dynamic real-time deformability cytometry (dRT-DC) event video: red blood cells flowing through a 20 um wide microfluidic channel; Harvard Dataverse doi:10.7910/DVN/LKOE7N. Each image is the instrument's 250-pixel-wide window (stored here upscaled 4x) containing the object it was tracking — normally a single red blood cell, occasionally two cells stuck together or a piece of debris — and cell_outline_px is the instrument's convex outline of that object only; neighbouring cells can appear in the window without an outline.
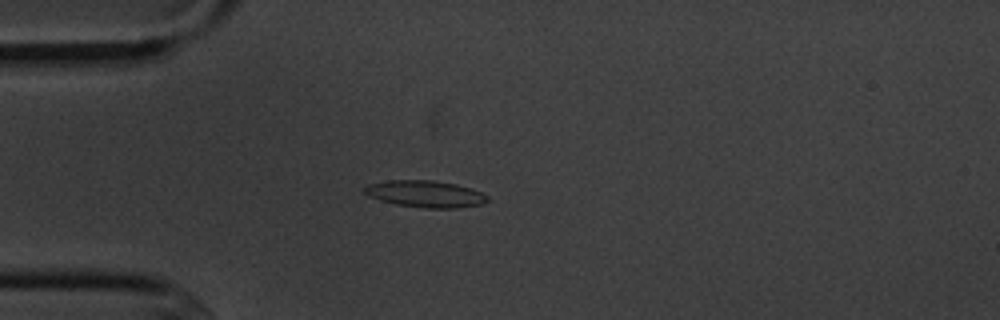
{"species": "common noctule bat (a hibernating species)", "species_latin": "Nyctalus noctula", "temperature_condition": "cold", "stored_images_in_passage": 4, "camera_frame_rate_fps": 3000, "um_per_image_px": 0.085, "animal": {"sex": "male", "body_mass_g": 20.1, "forearm_length_mm": 53.5}, "frame": {"image": 1, "passage_image": 4, "time_ms": 3.333, "image_size_px": [1000, 320], "cell_outline_px": [[488, 200], [484, 204], [456, 208], [424, 208], [396, 204], [380, 200], [364, 192], [364, 188], [368, 184], [388, 180], [432, 180], [456, 184], [480, 192], [488, 196]], "centroid_in_image_um": [36.17, 16.48], "position_along_channel_um": 48.8, "area_um2": 19.02}}